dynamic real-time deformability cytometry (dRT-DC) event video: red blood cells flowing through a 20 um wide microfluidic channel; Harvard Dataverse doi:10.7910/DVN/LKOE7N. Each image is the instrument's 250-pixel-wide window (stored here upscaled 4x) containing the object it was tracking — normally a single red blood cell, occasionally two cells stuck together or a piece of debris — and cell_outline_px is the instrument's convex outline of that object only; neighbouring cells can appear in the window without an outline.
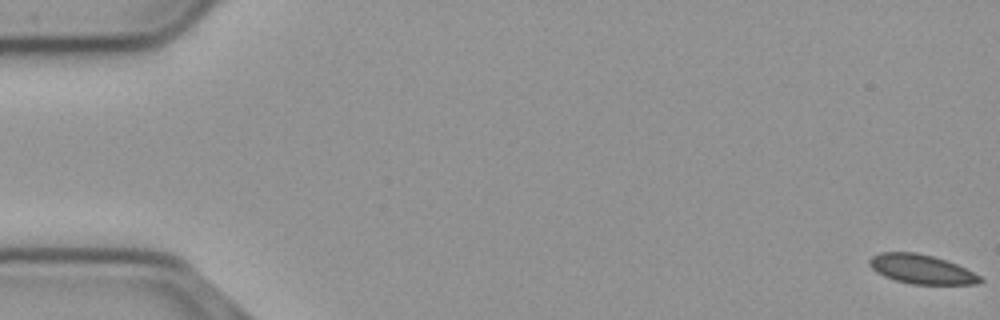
{"species": "common noctule bat (a hibernating species)", "species_latin": "Nyctalus noctula", "temperature_condition": "cold", "stored_images_in_passage": 57, "camera_frame_rate_fps": 3000, "um_per_image_px": 0.085, "animal": {"sex": "male", "body_mass_g": 23.1, "forearm_length_mm": 52.7}, "frame": {"image": 1, "passage_image": 1, "time_ms": 0.0, "image_size_px": [1000, 320], "cell_outline_px": [[984, 280], [980, 284], [912, 284], [896, 280], [884, 276], [876, 272], [868, 264], [868, 260], [872, 256], [880, 252], [916, 252], [932, 256], [956, 264], [980, 276]], "centroid_in_image_um": [78.3, 22.88], "position_along_channel_um": 6.7, "area_um2": 18.73}}
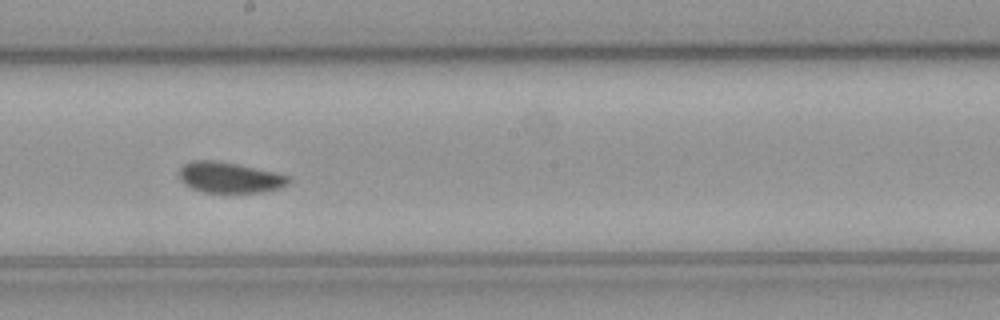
{"frame": {"image": 2, "passage_image": 32, "time_ms": 10.333, "image_size_px": [1000, 320], "cell_outline_px": [[292, 180], [288, 184], [280, 188], [264, 192], [204, 192], [192, 188], [184, 184], [180, 180], [180, 168], [184, 164], [192, 160], [212, 160], [236, 164], [276, 172], [288, 176]], "centroid_in_image_um": [19.53, 15.09], "position_along_channel_um": 228.7, "area_um2": 19.54}}
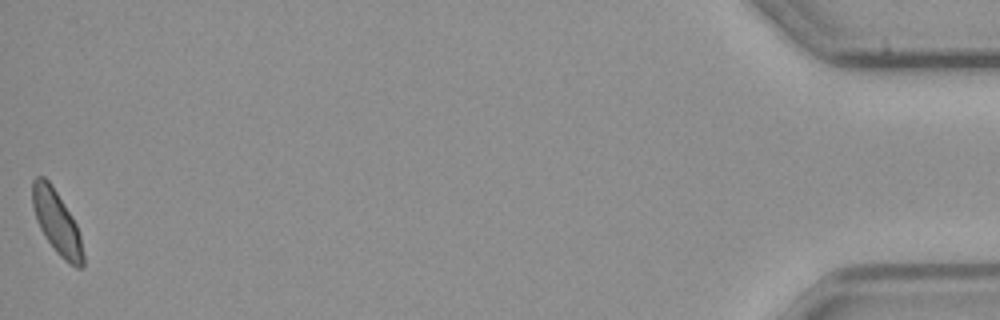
{"frame": {"image": 3, "passage_image": 57, "time_ms": 18.667, "image_size_px": [1000, 320], "cell_outline_px": [[84, 268], [76, 268], [64, 260], [56, 252], [44, 236], [36, 220], [32, 204], [32, 180], [36, 176], [44, 176], [48, 180], [56, 192], [76, 224], [80, 236], [84, 256]], "centroid_in_image_um": [4.82, 18.92], "position_along_channel_um": 430.4, "area_um2": 18.61}, "authors_computed_cell_mechanics": {"area_um2": 19.4208, "velocity_mm_per_s": 3.6597, "shape_relaxation_time_tau1_ms": 7.7885, "shape_relaxation_time_tau2_ms": null, "deformation_change_tau1": 0.1028, "deformation_change_tau2": null}}